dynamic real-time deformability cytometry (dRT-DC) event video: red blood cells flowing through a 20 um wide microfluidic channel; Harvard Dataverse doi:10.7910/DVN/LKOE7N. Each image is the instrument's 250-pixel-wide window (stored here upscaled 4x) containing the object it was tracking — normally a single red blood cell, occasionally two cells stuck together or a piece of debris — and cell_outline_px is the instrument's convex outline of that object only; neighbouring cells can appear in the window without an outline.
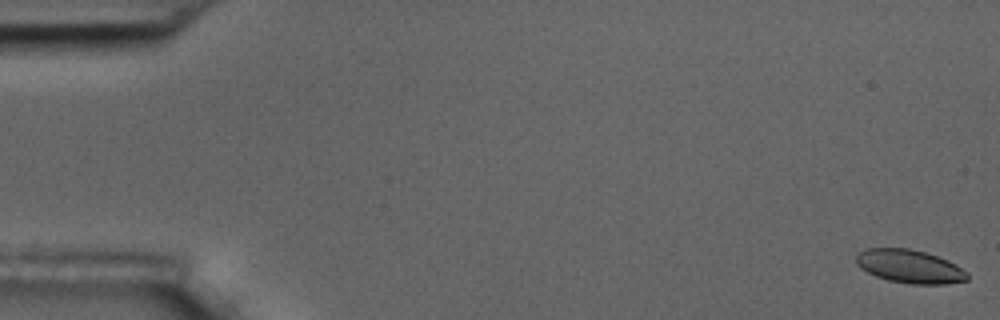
{"species": "common noctule bat (a hibernating species)", "species_latin": "Nyctalus noctula", "temperature_condition": "room temperature", "stored_images_in_passage": 56, "camera_frame_rate_fps": 3000, "um_per_image_px": 0.085, "animal": {"sex": "male", "body_mass_g": 17.5, "forearm_length_mm": 52.3}, "frame": {"image": 1, "passage_image": 1, "time_ms": 0.0, "image_size_px": [1000, 320], "cell_outline_px": [[968, 280], [944, 284], [912, 284], [888, 280], [876, 276], [860, 268], [856, 264], [856, 256], [860, 252], [868, 248], [908, 248], [924, 252], [948, 260], [956, 264], [968, 272]], "centroid_in_image_um": [77.33, 22.65], "position_along_channel_um": 7.7, "area_um2": 21.56}}
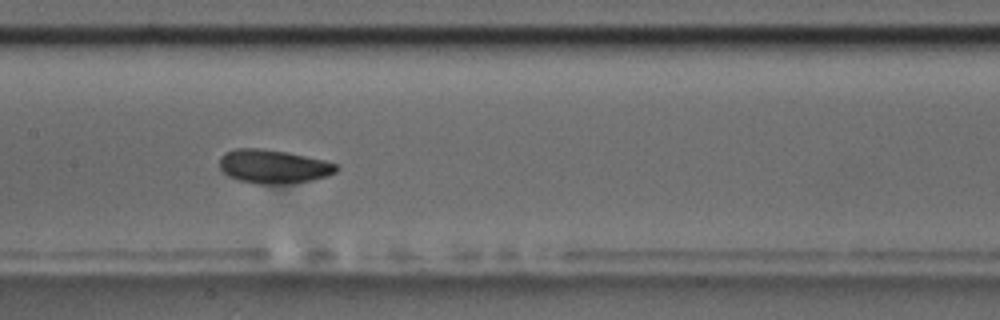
{"frame": {"image": 2, "passage_image": 28, "time_ms": 9.0, "image_size_px": [1000, 320], "cell_outline_px": [[340, 168], [336, 172], [328, 176], [312, 180], [280, 184], [256, 184], [240, 180], [228, 176], [220, 168], [220, 156], [224, 152], [236, 148], [264, 148], [288, 152], [324, 160], [336, 164]], "centroid_in_image_um": [23.24, 14.14], "position_along_channel_um": 184.2, "area_um2": 23.12}}
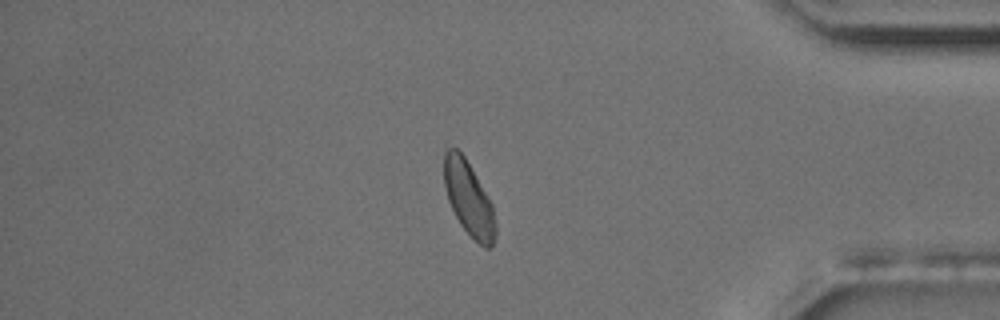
{"frame": {"image": 3, "passage_image": 48, "time_ms": 15.667, "image_size_px": [1000, 320], "cell_outline_px": [[496, 236], [492, 248], [484, 248], [460, 224], [448, 200], [444, 184], [444, 152], [448, 148], [456, 148], [464, 156], [488, 196], [492, 204], [496, 224]], "centroid_in_image_um": [39.85, 16.89], "position_along_channel_um": 395.3, "area_um2": 22.02}, "authors_computed_cell_mechanics": {"area_um2": 22.5709, "velocity_mm_per_s": 3.6057, "shape_relaxation_time_tau1_ms": 7.2932, "shape_relaxation_time_tau2_ms": 1.9462, "deformation_change_tau1": 0.1825, "deformation_change_tau2": 0.0669}}